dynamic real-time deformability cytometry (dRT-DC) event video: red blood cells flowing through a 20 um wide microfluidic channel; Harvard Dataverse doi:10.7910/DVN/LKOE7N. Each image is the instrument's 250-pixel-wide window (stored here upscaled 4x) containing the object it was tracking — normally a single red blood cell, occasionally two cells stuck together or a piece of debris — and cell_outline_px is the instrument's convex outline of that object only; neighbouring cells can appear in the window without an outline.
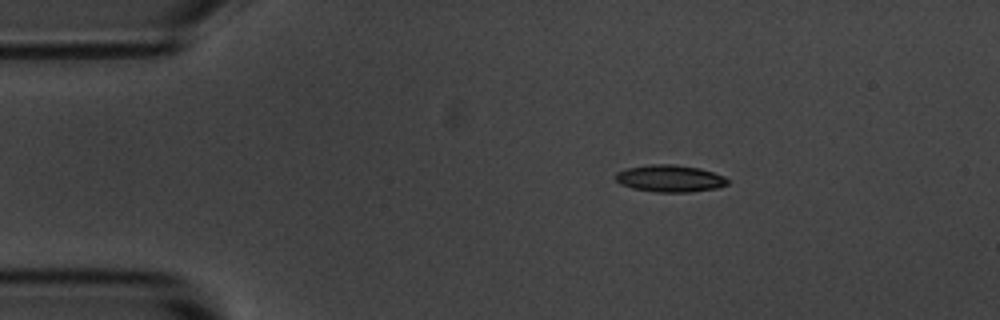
{"species": "common noctule bat (a hibernating species)", "species_latin": "Nyctalus noctula", "temperature_condition": "room temperature", "stored_images_in_passage": 47, "camera_frame_rate_fps": 3000, "um_per_image_px": 0.085, "animal": {"sex": "male", "body_mass_g": 20.1, "forearm_length_mm": 53.5}, "frame": {"image": 1, "passage_image": 1, "time_ms": 0.0, "image_size_px": [1000, 320], "cell_outline_px": [[728, 184], [716, 188], [688, 192], [656, 192], [632, 188], [620, 184], [612, 176], [616, 172], [628, 168], [648, 164], [672, 164], [700, 168], [724, 176], [728, 180]], "centroid_in_image_um": [56.9, 15.16], "position_along_channel_um": 28.1, "area_um2": 17.69}}
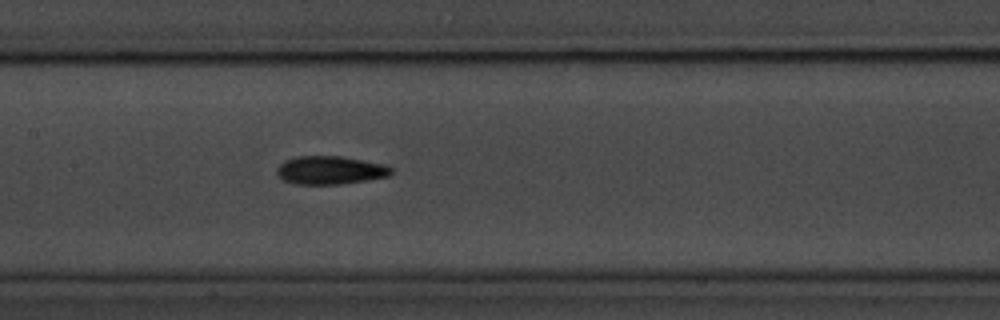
{"frame": {"image": 2, "passage_image": 18, "time_ms": 5.667, "image_size_px": [1000, 320], "cell_outline_px": [[392, 172], [388, 176], [368, 180], [340, 184], [296, 184], [280, 180], [276, 176], [276, 168], [284, 160], [296, 156], [340, 156], [384, 164], [392, 168]], "centroid_in_image_um": [28.0, 14.47], "position_along_channel_um": 179.4, "area_um2": 19.02}}
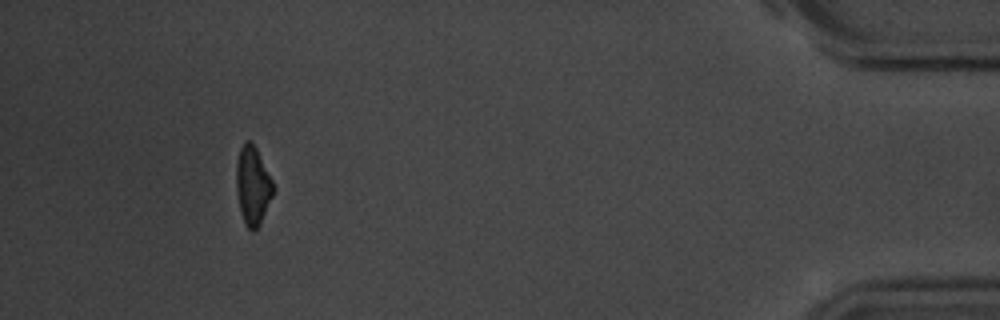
{"frame": {"image": 3, "passage_image": 43, "time_ms": 14.0, "image_size_px": [1000, 320], "cell_outline_px": [[276, 188], [260, 224], [252, 232], [244, 224], [240, 212], [236, 192], [236, 160], [240, 148], [244, 140], [248, 140], [256, 148]], "centroid_in_image_um": [21.47, 15.79], "position_along_channel_um": 413.7, "area_um2": 17.05}, "authors_computed_cell_mechanics": {"area_um2": 17.7446, "velocity_mm_per_s": 3.5982, "shape_relaxation_time_tau1_ms": 3.603, "shape_relaxation_time_tau2_ms": 8.466, "deformation_change_tau1": 0.128, "deformation_change_tau2": 0.1694}}